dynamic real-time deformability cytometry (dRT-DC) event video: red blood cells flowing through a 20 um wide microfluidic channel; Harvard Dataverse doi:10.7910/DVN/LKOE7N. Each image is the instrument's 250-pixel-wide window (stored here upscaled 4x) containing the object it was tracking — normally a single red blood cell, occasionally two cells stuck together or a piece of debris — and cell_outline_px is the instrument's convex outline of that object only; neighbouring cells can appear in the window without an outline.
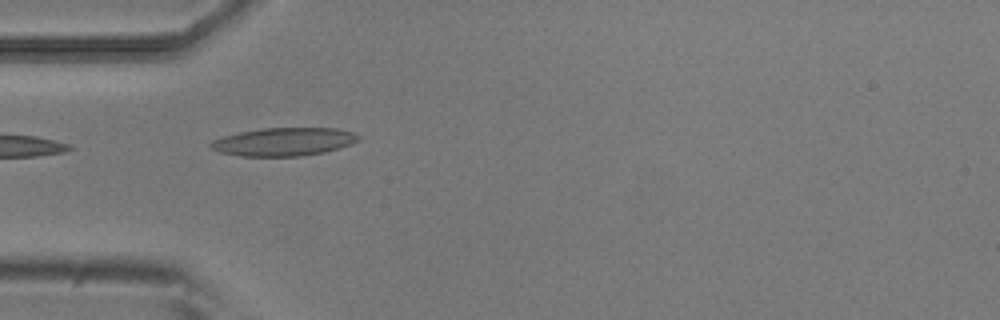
{"species": "common noctule bat (a hibernating species)", "species_latin": "Nyctalus noctula", "temperature_condition": "room temperature", "stored_images_in_passage": 6, "camera_frame_rate_fps": 3000, "um_per_image_px": 0.085, "animal": {"sex": "male", "body_mass_g": 20.5, "forearm_length_mm": 52.5}, "frame": {"image": 1, "passage_image": 3, "time_ms": 0.667, "image_size_px": [1000, 320], "cell_outline_px": [[360, 140], [352, 144], [324, 152], [300, 156], [240, 156], [220, 152], [212, 148], [208, 144], [212, 140], [224, 136], [240, 132], [260, 128], [336, 128], [352, 132], [360, 136]], "centroid_in_image_um": [24.13, 12.04], "position_along_channel_um": 60.9, "area_um2": 24.22}}
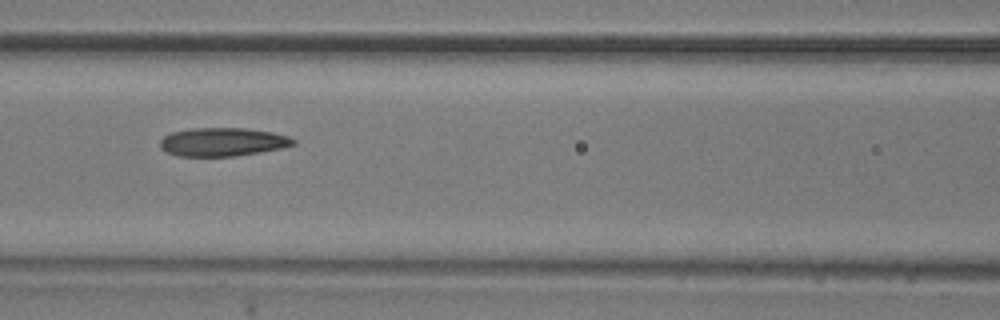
{"frame": {"image": 2, "passage_image": 5, "time_ms": 1.333, "image_size_px": [1000, 320], "cell_outline_px": [[296, 144], [280, 148], [232, 156], [176, 156], [160, 148], [160, 140], [164, 136], [172, 132], [192, 128], [244, 128], [272, 132], [288, 136], [296, 140]], "centroid_in_image_um": [18.9, 12.06], "position_along_channel_um": 147.7, "area_um2": 21.91}}
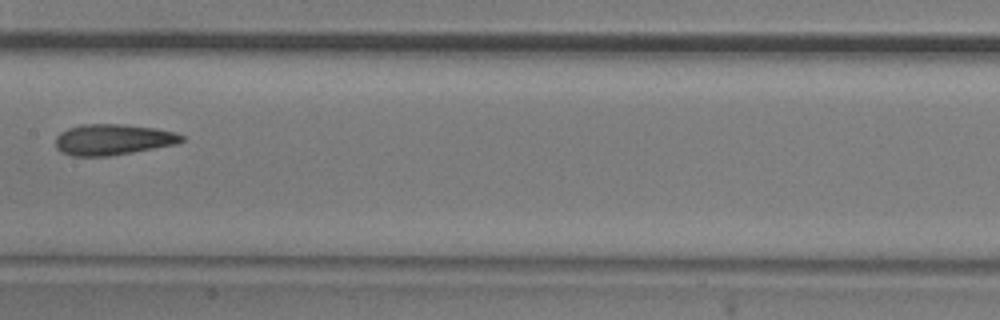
{"frame": {"image": 3, "passage_image": 6, "time_ms": 1.667, "image_size_px": [1000, 320], "cell_outline_px": [[184, 140], [180, 144], [108, 156], [72, 156], [60, 152], [56, 148], [56, 136], [60, 132], [68, 128], [80, 124], [120, 124], [156, 128], [176, 132], [184, 136]], "centroid_in_image_um": [9.61, 11.86], "position_along_channel_um": 197.8, "area_um2": 22.95}}